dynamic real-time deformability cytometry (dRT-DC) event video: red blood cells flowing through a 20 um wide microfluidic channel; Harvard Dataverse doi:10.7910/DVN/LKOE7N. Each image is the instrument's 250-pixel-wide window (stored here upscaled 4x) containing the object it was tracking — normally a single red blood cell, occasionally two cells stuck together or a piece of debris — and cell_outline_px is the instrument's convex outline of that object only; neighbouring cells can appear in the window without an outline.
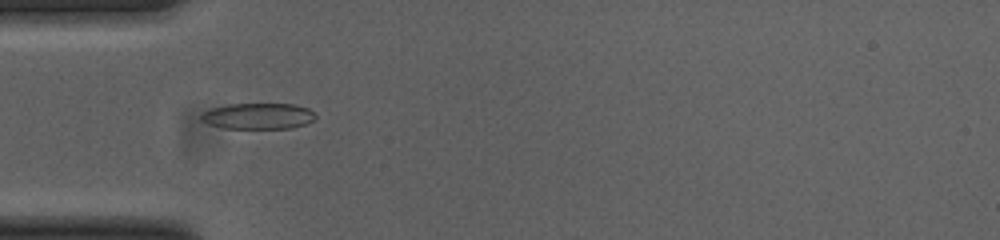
{"species": "common noctule bat (a hibernating species)", "species_latin": "Nyctalus noctula", "temperature_condition": "cold", "stored_images_in_passage": 53, "camera_frame_rate_fps": 3000, "um_per_image_px": 0.085, "animal": {"sex": "female", "body_mass_g": 23.0, "forearm_length_mm": 53.4}, "frame": {"image": 1, "passage_image": 17, "time_ms": 5.333, "image_size_px": [1000, 240], "cell_outline_px": [[316, 116], [312, 120], [304, 124], [292, 128], [224, 128], [208, 124], [200, 120], [200, 116], [204, 112], [212, 108], [228, 104], [292, 104], [308, 108], [316, 112]], "centroid_in_image_um": [21.94, 9.86], "position_along_channel_um": 63.1, "area_um2": 17.28}}
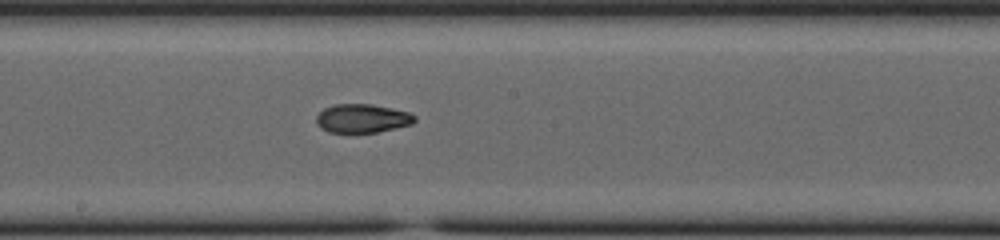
{"frame": {"image": 2, "passage_image": 29, "time_ms": 9.333, "image_size_px": [1000, 240], "cell_outline_px": [[416, 120], [412, 124], [396, 128], [376, 132], [328, 132], [320, 128], [316, 124], [316, 116], [324, 108], [336, 104], [372, 104], [392, 108], [408, 112], [416, 116]], "centroid_in_image_um": [30.79, 10.06], "position_along_channel_um": 217.4, "area_um2": 16.47}}
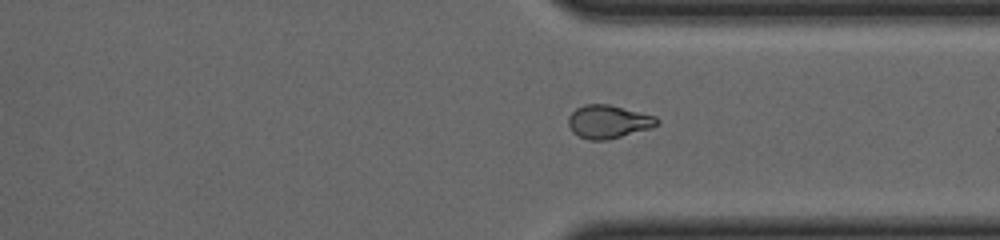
{"frame": {"image": 3, "passage_image": 40, "time_ms": 13.0, "image_size_px": [1000, 240], "cell_outline_px": [[660, 124], [648, 128], [608, 140], [588, 140], [572, 132], [568, 124], [568, 116], [576, 108], [584, 104], [608, 104], [656, 116], [660, 120]], "centroid_in_image_um": [51.69, 10.34], "position_along_channel_um": 359.7, "area_um2": 17.11}, "authors_computed_cell_mechanics": {"area_um2": 17.1088, "velocity_mm_per_s": 3.8731, "shape_relaxation_time_tau1_ms": null, "shape_relaxation_time_tau2_ms": 2.7842, "deformation_change_tau1": null, "deformation_change_tau2": 0.083}}